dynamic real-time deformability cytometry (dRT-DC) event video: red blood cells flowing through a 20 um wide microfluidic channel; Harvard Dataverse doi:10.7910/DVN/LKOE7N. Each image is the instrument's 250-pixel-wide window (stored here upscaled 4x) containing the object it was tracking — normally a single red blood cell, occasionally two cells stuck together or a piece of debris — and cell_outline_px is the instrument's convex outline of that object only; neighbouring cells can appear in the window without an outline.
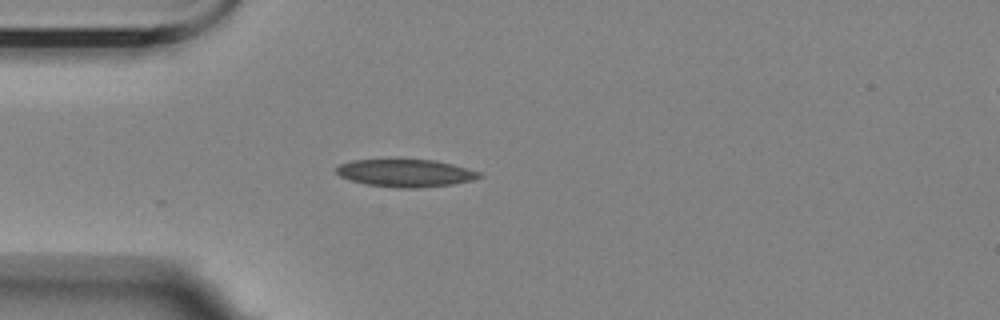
{"species": "Egyptian fruit bat (a non-hibernating species)", "species_latin": "Rousettus aegyptiacus", "temperature_condition": "room temperature", "stored_images_in_passage": 12, "camera_frame_rate_fps": 3000, "um_per_image_px": 0.085, "animal": {"sex": "female"}, "frame": {"image": 1, "passage_image": 1, "time_ms": 0.0, "image_size_px": [1000, 320], "cell_outline_px": [[484, 176], [472, 180], [452, 184], [416, 188], [396, 188], [364, 184], [340, 176], [336, 172], [336, 168], [340, 164], [352, 160], [388, 156], [400, 156], [436, 160], [452, 164], [480, 172]], "centroid_in_image_um": [34.42, 14.64], "position_along_channel_um": 50.6, "area_um2": 24.22}}
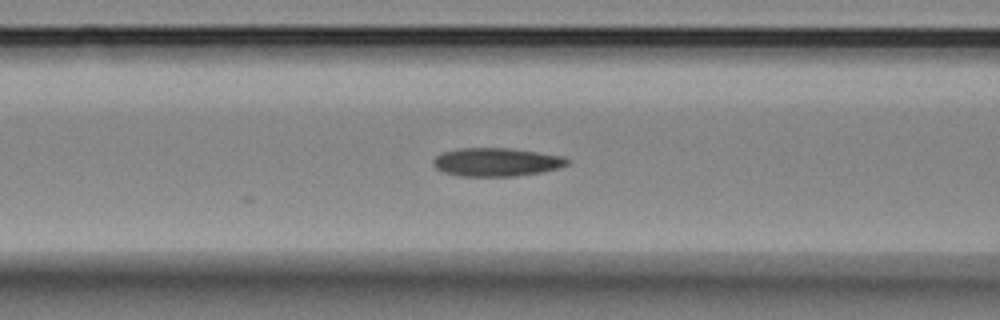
{"frame": {"image": 2, "passage_image": 8, "time_ms": 2.333, "image_size_px": [1000, 320], "cell_outline_px": [[568, 164], [556, 168], [540, 172], [512, 176], [460, 176], [444, 172], [436, 168], [432, 164], [432, 160], [440, 152], [460, 148], [508, 148], [564, 156], [568, 160]], "centroid_in_image_um": [42.13, 13.77], "position_along_channel_um": 124.5, "area_um2": 22.02}}
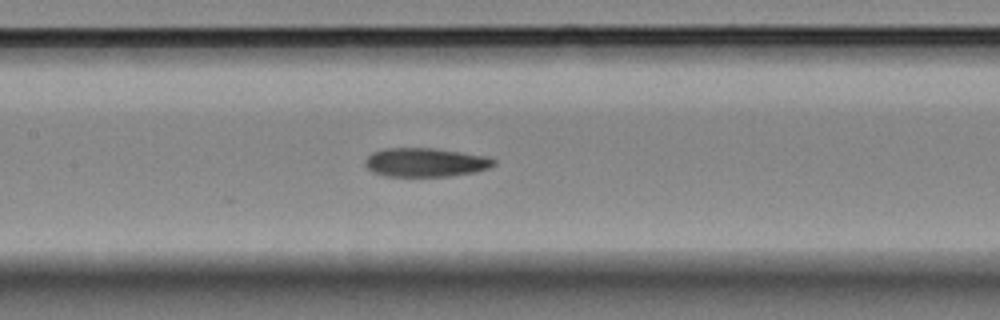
{"frame": {"image": 3, "passage_image": 12, "time_ms": 3.667, "image_size_px": [1000, 320], "cell_outline_px": [[496, 164], [488, 168], [476, 172], [448, 176], [388, 176], [372, 172], [364, 164], [364, 160], [372, 152], [384, 148], [436, 148], [488, 156], [496, 160]], "centroid_in_image_um": [36.18, 13.79], "position_along_channel_um": 171.2, "area_um2": 21.79}}